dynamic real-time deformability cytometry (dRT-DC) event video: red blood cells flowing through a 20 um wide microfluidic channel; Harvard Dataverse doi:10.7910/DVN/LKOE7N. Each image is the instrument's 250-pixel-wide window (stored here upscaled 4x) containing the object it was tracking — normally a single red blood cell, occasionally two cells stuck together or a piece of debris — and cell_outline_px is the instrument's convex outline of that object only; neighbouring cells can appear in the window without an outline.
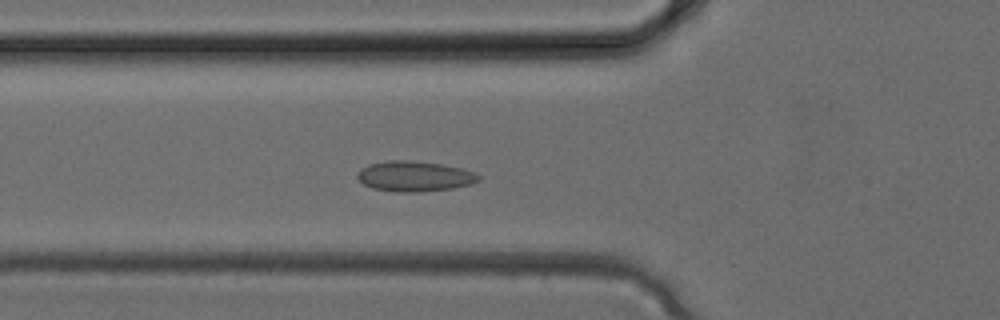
{"species": "common noctule bat (a hibernating species)", "species_latin": "Nyctalus noctula", "temperature_condition": "cold", "stored_images_in_passage": 34, "camera_frame_rate_fps": 3000, "um_per_image_px": 0.085, "animal": {"sex": "female", "body_mass_g": 24.6, "forearm_length_mm": 56.2}, "frame": {"image": 1, "passage_image": 12, "time_ms": 3.667, "image_size_px": [1000, 320], "cell_outline_px": [[480, 180], [472, 184], [452, 188], [420, 192], [396, 192], [372, 188], [364, 184], [356, 176], [356, 172], [360, 168], [368, 164], [388, 160], [408, 160], [440, 164], [464, 168], [476, 172], [480, 176]], "centroid_in_image_um": [35.23, 14.98], "position_along_channel_um": 90.6, "area_um2": 21.68}}
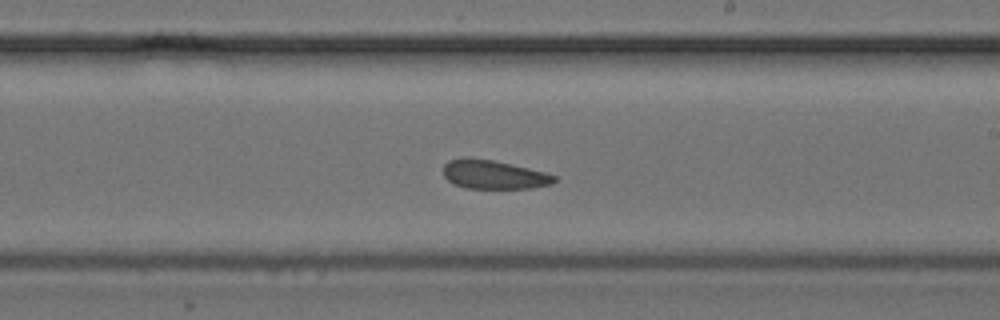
{"frame": {"image": 2, "passage_image": 20, "time_ms": 6.333, "image_size_px": [1000, 320], "cell_outline_px": [[556, 180], [552, 184], [532, 188], [464, 188], [448, 180], [444, 176], [444, 164], [448, 160], [468, 156], [492, 160], [528, 168], [544, 172], [556, 176]], "centroid_in_image_um": [41.94, 14.83], "position_along_channel_um": 247.1, "area_um2": 18.61}}
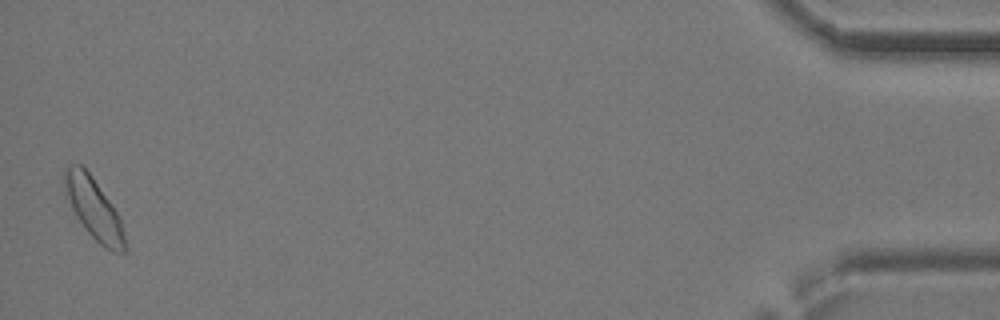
{"frame": {"image": 3, "passage_image": 34, "time_ms": 11.0, "image_size_px": [1000, 320], "cell_outline_px": [[124, 252], [112, 252], [104, 248], [88, 232], [76, 216], [64, 196], [64, 168], [72, 164], [80, 164], [92, 176], [112, 204], [120, 220], [124, 236]], "centroid_in_image_um": [7.92, 17.69], "position_along_channel_um": 427.3, "area_um2": 21.21}}